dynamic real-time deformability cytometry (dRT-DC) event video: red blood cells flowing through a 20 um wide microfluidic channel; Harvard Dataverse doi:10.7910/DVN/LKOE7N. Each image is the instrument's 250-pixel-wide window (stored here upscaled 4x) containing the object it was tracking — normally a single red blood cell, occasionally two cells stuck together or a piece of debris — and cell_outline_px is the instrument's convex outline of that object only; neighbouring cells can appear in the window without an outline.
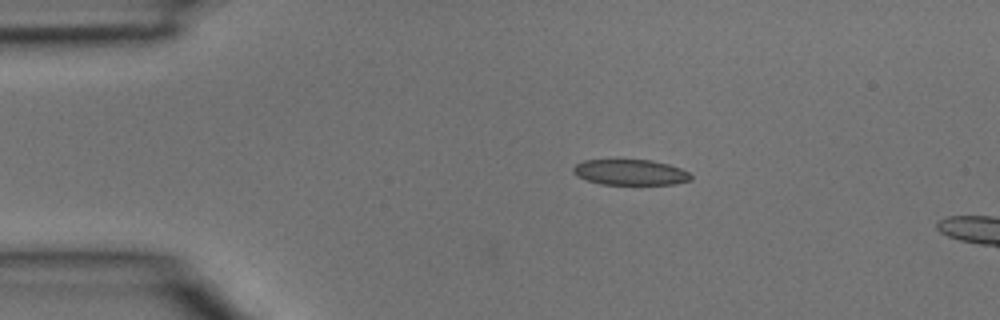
{"species": "common noctule bat (a hibernating species)", "species_latin": "Nyctalus noctula", "temperature_condition": "room temperature", "stored_images_in_passage": 3, "camera_frame_rate_fps": 3000, "um_per_image_px": 0.085, "animal": {"sex": "male", "body_mass_g": 15.6}, "frame": {"image": 1, "passage_image": 1, "time_ms": 0.0, "image_size_px": [1000, 320], "cell_outline_px": [[692, 180], [676, 184], [604, 184], [588, 180], [576, 176], [572, 172], [572, 168], [576, 164], [584, 160], [652, 160], [668, 164], [680, 168], [688, 172], [692, 176]], "centroid_in_image_um": [53.59, 14.64], "position_along_channel_um": 31.4, "area_um2": 17.51}}